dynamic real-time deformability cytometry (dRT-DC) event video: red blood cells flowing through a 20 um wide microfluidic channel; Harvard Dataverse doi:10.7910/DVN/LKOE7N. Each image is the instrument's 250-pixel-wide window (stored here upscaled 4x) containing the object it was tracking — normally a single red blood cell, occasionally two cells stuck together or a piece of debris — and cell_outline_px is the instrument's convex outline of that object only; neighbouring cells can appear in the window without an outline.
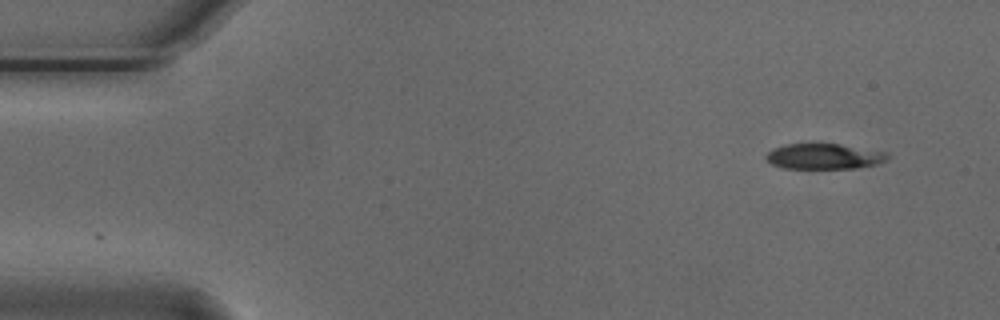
{"species": "Egyptian fruit bat (a non-hibernating species)", "species_latin": "Rousettus aegyptiacus", "temperature_condition": "cold", "stored_images_in_passage": 51, "camera_frame_rate_fps": 3000, "um_per_image_px": 0.085, "animal": {"sex": "male"}, "frame": {"image": 1, "passage_image": 1, "time_ms": 0.0, "image_size_px": [1000, 320], "cell_outline_px": [[892, 156], [888, 160], [876, 164], [856, 168], [784, 168], [772, 164], [764, 156], [772, 148], [784, 144], [812, 140], [840, 144], [888, 152]], "centroid_in_image_um": [70.04, 13.24], "position_along_channel_um": 15.0, "area_um2": 18.96}}
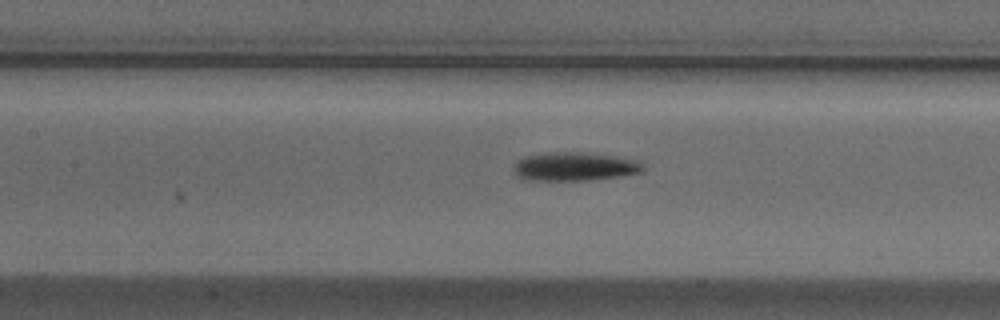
{"frame": {"image": 2, "passage_image": 21, "time_ms": 6.667, "image_size_px": [1000, 320], "cell_outline_px": [[644, 172], [620, 176], [588, 180], [528, 180], [516, 176], [512, 168], [524, 156], [548, 152], [580, 152], [616, 156], [640, 160], [644, 164]], "centroid_in_image_um": [48.88, 14.15], "position_along_channel_um": 158.5, "area_um2": 21.73}}
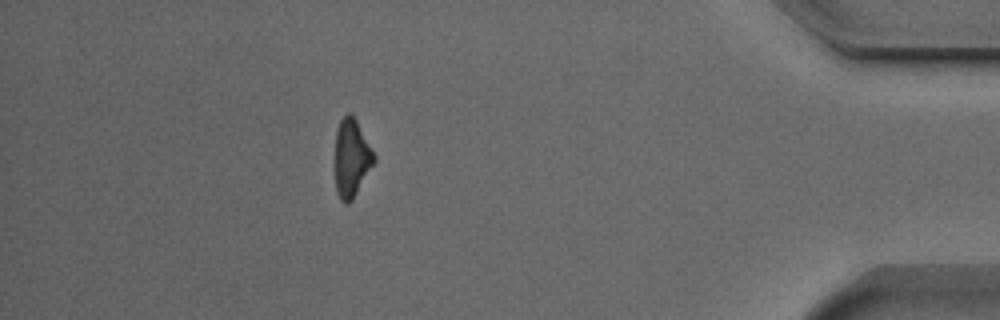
{"frame": {"image": 3, "passage_image": 45, "time_ms": 14.667, "image_size_px": [1000, 320], "cell_outline_px": [[376, 160], [352, 200], [348, 204], [344, 204], [340, 200], [336, 192], [336, 128], [340, 120], [348, 112], [352, 112], [376, 156]], "centroid_in_image_um": [29.88, 13.42], "position_along_channel_um": 405.3, "area_um2": 17.69}, "authors_computed_cell_mechanics": {"area_um2": 19.8254, "velocity_mm_per_s": 3.7333, "shape_relaxation_time_tau1_ms": 2.4559, "shape_relaxation_time_tau2_ms": null, "deformation_change_tau1": 0.1013, "deformation_change_tau2": null}}